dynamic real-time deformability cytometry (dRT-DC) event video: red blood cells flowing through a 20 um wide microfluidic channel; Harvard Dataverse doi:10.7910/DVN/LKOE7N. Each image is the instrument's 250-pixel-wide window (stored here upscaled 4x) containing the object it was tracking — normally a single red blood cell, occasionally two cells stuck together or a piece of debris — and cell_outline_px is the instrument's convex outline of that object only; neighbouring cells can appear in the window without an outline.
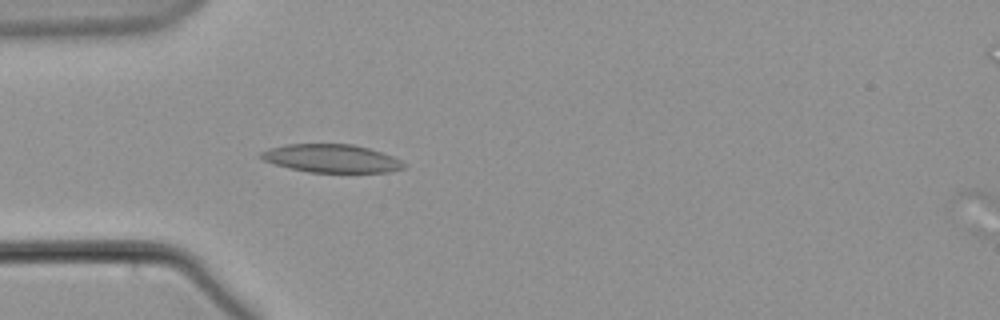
{"species": "common noctule bat (a hibernating species)", "species_latin": "Nyctalus noctula", "temperature_condition": "warm", "stored_images_in_passage": 19, "camera_frame_rate_fps": 3000, "um_per_image_px": 0.085, "animal": {"sex": "male", "body_mass_g": 21.5, "forearm_length_mm": 52.0}, "frame": {"image": 1, "passage_image": 18, "time_ms": 5.667, "image_size_px": [1000, 320], "cell_outline_px": [[408, 164], [404, 168], [392, 172], [308, 172], [288, 168], [264, 160], [256, 156], [260, 152], [268, 148], [288, 144], [352, 144], [368, 148], [392, 156]], "centroid_in_image_um": [28.16, 13.47], "position_along_channel_um": 56.8, "area_um2": 23.52}}